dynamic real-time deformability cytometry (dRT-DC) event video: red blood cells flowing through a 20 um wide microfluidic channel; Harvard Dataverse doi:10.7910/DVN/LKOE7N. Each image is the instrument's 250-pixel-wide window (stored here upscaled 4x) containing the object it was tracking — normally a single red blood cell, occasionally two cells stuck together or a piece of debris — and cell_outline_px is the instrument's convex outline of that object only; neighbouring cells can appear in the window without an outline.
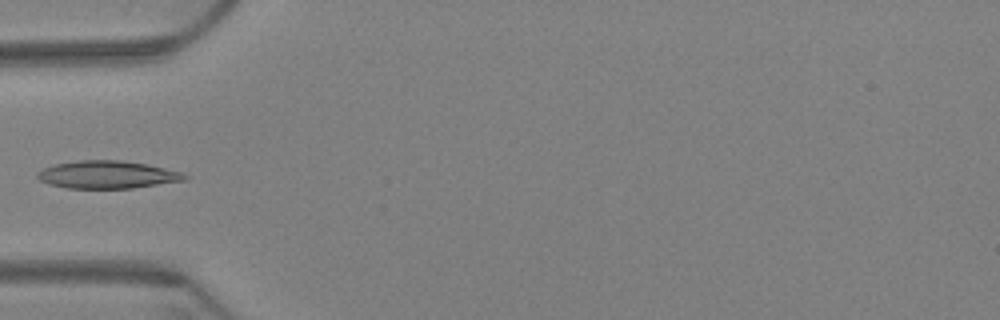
{"species": "Egyptian fruit bat (a non-hibernating species)", "species_latin": "Rousettus aegyptiacus", "temperature_condition": "warm", "stored_images_in_passage": 6, "camera_frame_rate_fps": 3000, "um_per_image_px": 0.085, "animal": {"sex": "female"}, "frame": {"image": 1, "passage_image": 6, "time_ms": 1.667, "image_size_px": [1000, 320], "cell_outline_px": [[188, 180], [132, 188], [68, 188], [48, 184], [40, 180], [36, 176], [36, 172], [44, 168], [56, 164], [80, 160], [120, 160], [148, 164], [180, 172], [188, 176]], "centroid_in_image_um": [9.12, 14.85], "position_along_channel_um": 75.9, "area_um2": 23.7}}